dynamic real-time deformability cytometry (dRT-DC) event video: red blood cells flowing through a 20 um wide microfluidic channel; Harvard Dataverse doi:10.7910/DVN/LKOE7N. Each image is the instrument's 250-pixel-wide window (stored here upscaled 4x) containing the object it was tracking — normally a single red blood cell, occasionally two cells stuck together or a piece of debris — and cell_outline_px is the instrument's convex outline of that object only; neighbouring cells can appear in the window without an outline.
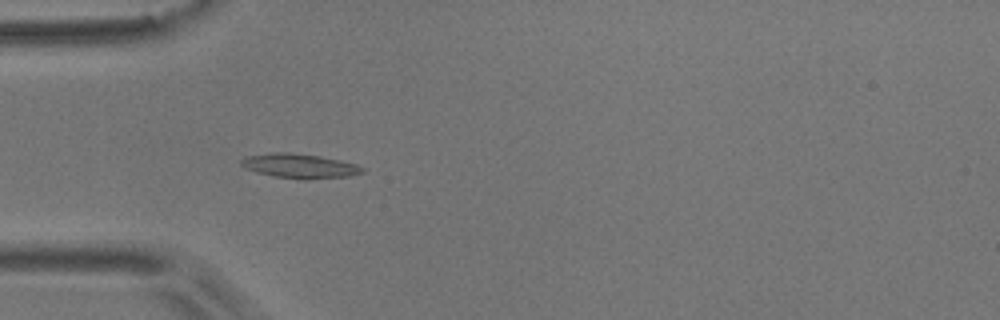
{"species": "common noctule bat (a hibernating species)", "species_latin": "Nyctalus noctula", "temperature_condition": "room temperature", "stored_images_in_passage": 39, "camera_frame_rate_fps": 3000, "um_per_image_px": 0.085, "animal": {"sex": "male", "body_mass_g": 17.9}, "frame": {"image": 1, "passage_image": 1, "time_ms": 0.0, "image_size_px": [1000, 320], "cell_outline_px": [[364, 172], [348, 176], [304, 180], [300, 180], [276, 176], [256, 172], [244, 168], [240, 164], [240, 160], [244, 156], [272, 152], [288, 152], [320, 156], [340, 160], [356, 164], [364, 168]], "centroid_in_image_um": [25.43, 14.1], "position_along_channel_um": 59.6, "area_um2": 17.4}}
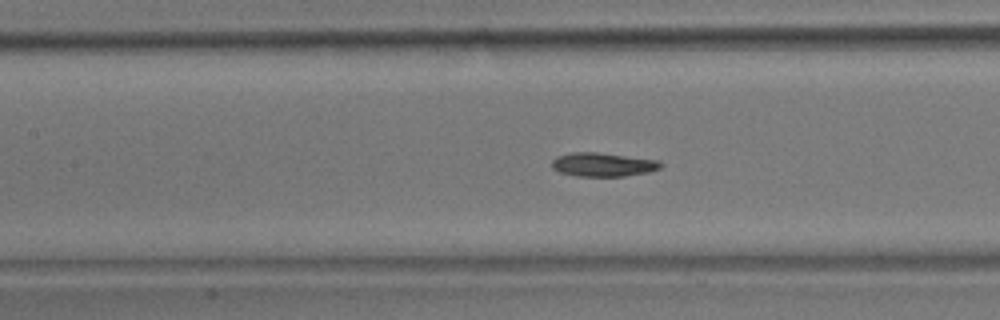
{"frame": {"image": 2, "passage_image": 9, "time_ms": 2.667, "image_size_px": [1000, 320], "cell_outline_px": [[664, 164], [660, 168], [648, 172], [624, 176], [576, 176], [560, 172], [552, 168], [552, 160], [556, 156], [572, 152], [596, 152], [660, 160]], "centroid_in_image_um": [51.26, 13.98], "position_along_channel_um": 156.1, "area_um2": 15.14}}
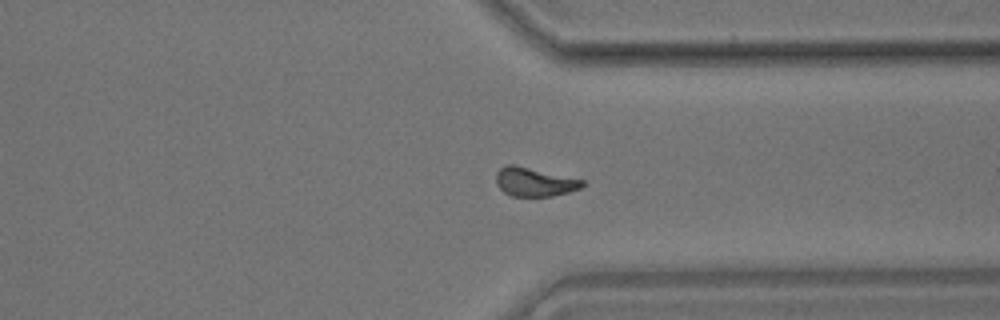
{"frame": {"image": 3, "passage_image": 26, "time_ms": 8.333, "image_size_px": [1000, 320], "cell_outline_px": [[584, 184], [580, 188], [568, 192], [552, 196], [512, 196], [504, 192], [496, 184], [496, 172], [504, 164], [512, 164], [584, 180]], "centroid_in_image_um": [45.39, 15.46], "position_along_channel_um": 366.0, "area_um2": 14.33}, "authors_computed_cell_mechanics": {"area_um2": 14.6234, "velocity_mm_per_s": 3.7084, "shape_relaxation_time_tau1_ms": 7.5028, "shape_relaxation_time_tau2_ms": 4.38, "deformation_change_tau1": 0.1745, "deformation_change_tau2": 0.0926}}